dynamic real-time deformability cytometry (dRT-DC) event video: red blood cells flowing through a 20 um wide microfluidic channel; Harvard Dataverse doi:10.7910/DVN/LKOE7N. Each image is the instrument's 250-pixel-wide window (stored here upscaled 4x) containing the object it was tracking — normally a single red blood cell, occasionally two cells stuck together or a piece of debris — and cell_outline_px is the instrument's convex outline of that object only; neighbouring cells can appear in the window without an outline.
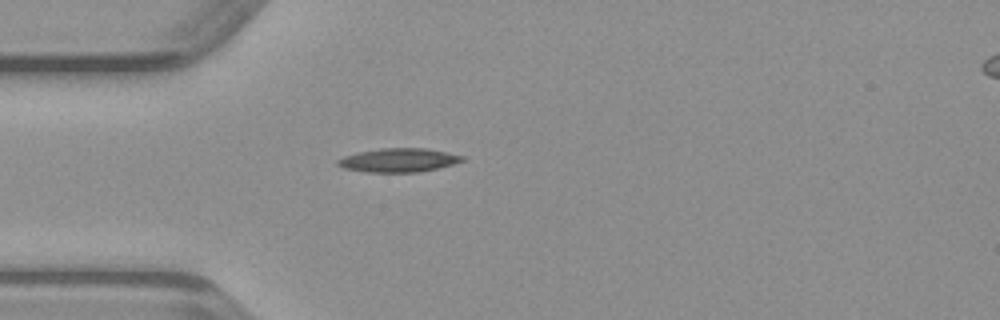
{"species": "common noctule bat (a hibernating species)", "species_latin": "Nyctalus noctula", "temperature_condition": "warm", "stored_images_in_passage": 36, "camera_frame_rate_fps": 3000, "um_per_image_px": 0.085, "animal": {"sex": "male", "body_mass_g": 23.1, "forearm_length_mm": 52.7}, "frame": {"image": 1, "passage_image": 1, "time_ms": 0.0, "image_size_px": [1000, 320], "cell_outline_px": [[464, 160], [452, 164], [436, 168], [416, 172], [368, 172], [344, 168], [336, 164], [336, 160], [344, 156], [356, 152], [380, 148], [428, 148], [464, 156]], "centroid_in_image_um": [33.84, 13.6], "position_along_channel_um": 51.2, "area_um2": 17.17}}
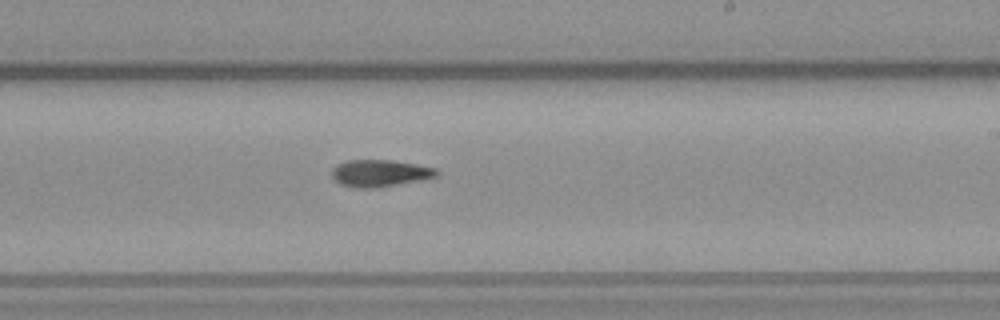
{"frame": {"image": 2, "passage_image": 16, "time_ms": 5.0, "image_size_px": [1000, 320], "cell_outline_px": [[440, 176], [420, 180], [376, 188], [356, 188], [340, 184], [332, 176], [332, 168], [336, 164], [348, 160], [392, 160], [436, 168], [440, 172]], "centroid_in_image_um": [32.3, 14.72], "position_along_channel_um": 256.7, "area_um2": 16.53}}
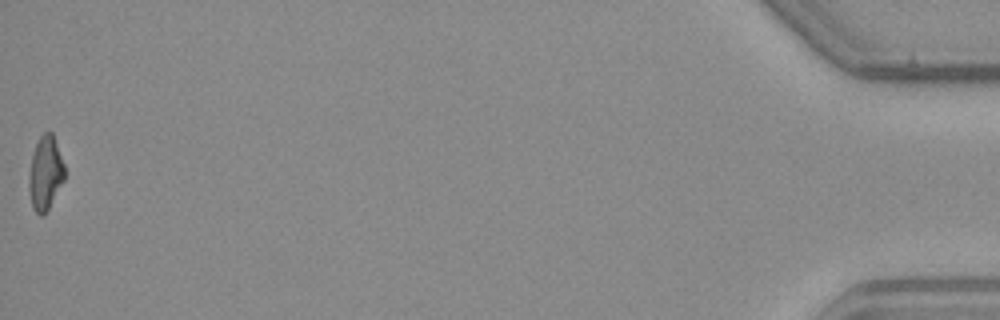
{"frame": {"image": 3, "passage_image": 36, "time_ms": 11.667, "image_size_px": [1000, 320], "cell_outline_px": [[64, 180], [44, 216], [40, 216], [32, 208], [28, 188], [28, 176], [32, 156], [36, 144], [40, 136], [44, 132], [52, 132], [64, 164]], "centroid_in_image_um": [3.84, 14.74], "position_along_channel_um": 431.4, "area_um2": 15.32}}